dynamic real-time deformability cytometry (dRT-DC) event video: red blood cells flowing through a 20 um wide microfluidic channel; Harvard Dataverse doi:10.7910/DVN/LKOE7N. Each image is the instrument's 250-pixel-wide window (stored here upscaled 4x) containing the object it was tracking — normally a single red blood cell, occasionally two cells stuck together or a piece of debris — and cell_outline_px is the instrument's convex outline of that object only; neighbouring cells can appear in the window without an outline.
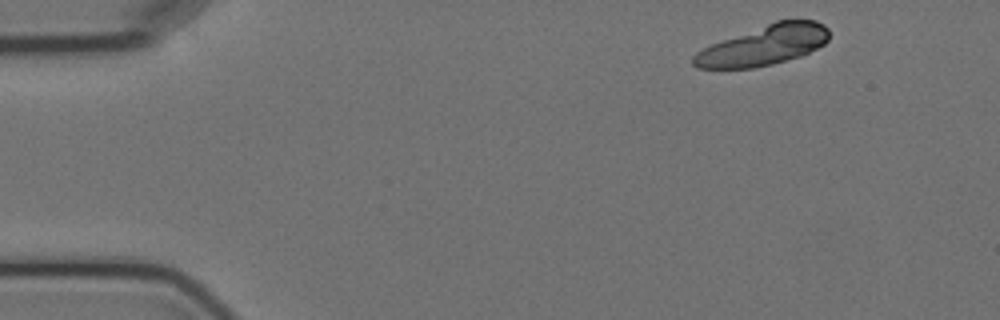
{"species": "Egyptian fruit bat (a non-hibernating species)", "species_latin": "Rousettus aegyptiacus", "temperature_condition": "cold", "stored_images_in_passage": 4, "camera_frame_rate_fps": 3000, "um_per_image_px": 0.085, "animal": {"sex": "female"}, "frame": {"image": 1, "passage_image": 1, "time_ms": 0.0, "image_size_px": [1000, 320], "cell_outline_px": [[828, 40], [824, 44], [800, 56], [772, 64], [752, 68], [696, 68], [692, 64], [692, 56], [696, 52], [712, 44], [776, 20], [816, 20], [824, 24], [828, 28]], "centroid_in_image_um": [64.92, 3.85], "position_along_channel_um": 20.1, "area_um2": 31.27}}
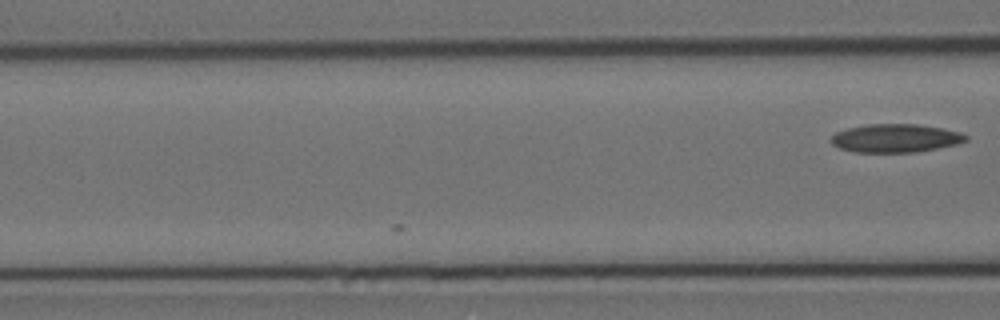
{"frame": {"image": 2, "passage_image": 4, "time_ms": 4.333, "image_size_px": [1000, 320], "cell_outline_px": [[968, 140], [956, 144], [916, 152], [856, 152], [840, 148], [832, 144], [828, 140], [836, 132], [848, 128], [868, 124], [916, 124], [944, 128], [960, 132], [968, 136]], "centroid_in_image_um": [76.11, 11.74], "position_along_channel_um": 90.5, "area_um2": 22.25}}